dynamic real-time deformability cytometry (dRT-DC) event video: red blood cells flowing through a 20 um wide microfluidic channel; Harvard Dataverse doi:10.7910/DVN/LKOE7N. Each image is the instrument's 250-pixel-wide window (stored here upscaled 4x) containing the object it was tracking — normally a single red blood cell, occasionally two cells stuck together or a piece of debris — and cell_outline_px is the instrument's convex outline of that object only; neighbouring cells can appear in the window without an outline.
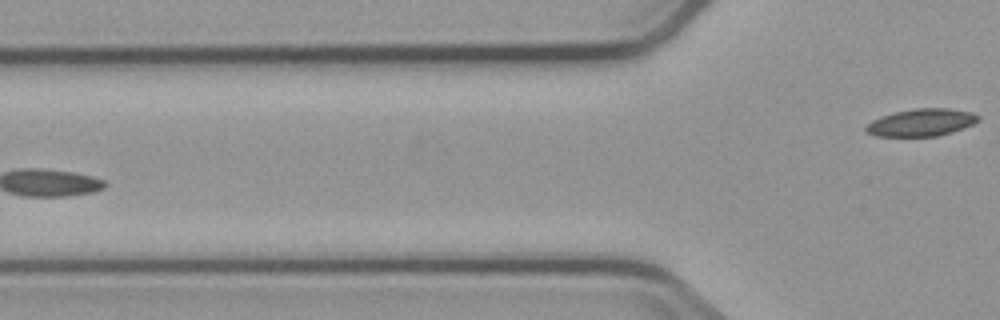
{"species": "common noctule bat (a hibernating species)", "species_latin": "Nyctalus noctula", "temperature_condition": "cold", "stored_images_in_passage": 5, "camera_frame_rate_fps": 3000, "um_per_image_px": 0.085, "animal": {"sex": "male", "body_mass_g": 23.1, "forearm_length_mm": 52.7}, "frame": {"image": 1, "passage_image": 5, "time_ms": 5.0, "image_size_px": [1000, 320], "cell_outline_px": [[980, 120], [964, 128], [952, 132], [936, 136], [876, 136], [868, 132], [864, 128], [872, 120], [896, 112], [916, 108], [948, 108], [972, 112], [980, 116]], "centroid_in_image_um": [78.36, 10.41], "position_along_channel_um": 47.4, "area_um2": 17.74}}